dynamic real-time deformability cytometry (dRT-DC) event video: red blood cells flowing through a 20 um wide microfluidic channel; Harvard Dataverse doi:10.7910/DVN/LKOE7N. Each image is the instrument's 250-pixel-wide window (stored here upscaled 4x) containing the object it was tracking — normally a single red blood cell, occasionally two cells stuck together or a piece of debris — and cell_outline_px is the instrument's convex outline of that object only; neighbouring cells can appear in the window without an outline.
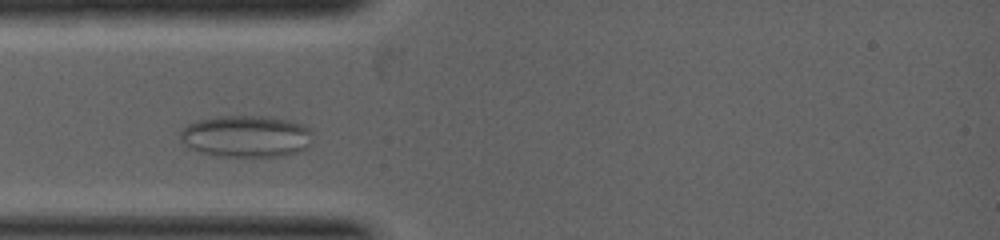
{"species": "common noctule bat (a hibernating species)", "species_latin": "Nyctalus noctula", "temperature_condition": "warm", "stored_images_in_passage": 29, "camera_frame_rate_fps": 5000, "um_per_image_px": 0.085, "animal": {"sex": "female", "body_mass_g": 19.0, "forearm_length_mm": 53.3}, "frame": {"image": 1, "passage_image": 7, "time_ms": 1.2, "image_size_px": [1000, 240], "cell_outline_px": [[312, 140], [308, 148], [296, 152], [280, 156], [216, 156], [200, 152], [188, 148], [180, 140], [180, 132], [188, 124], [196, 120], [216, 116], [268, 116], [292, 120], [308, 128], [312, 132]], "centroid_in_image_um": [20.92, 11.58], "position_along_channel_um": 64.1, "area_um2": 32.6}}
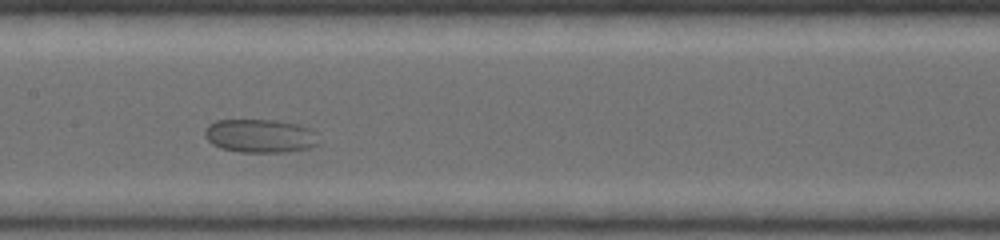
{"frame": {"image": 2, "passage_image": 16, "time_ms": 3.0, "image_size_px": [1000, 240], "cell_outline_px": [[320, 144], [308, 148], [280, 152], [240, 152], [220, 148], [212, 144], [204, 136], [204, 132], [208, 124], [216, 120], [276, 120], [300, 124], [312, 128], [316, 132]], "centroid_in_image_um": [22.13, 11.54], "position_along_channel_um": 185.3, "area_um2": 22.54}}
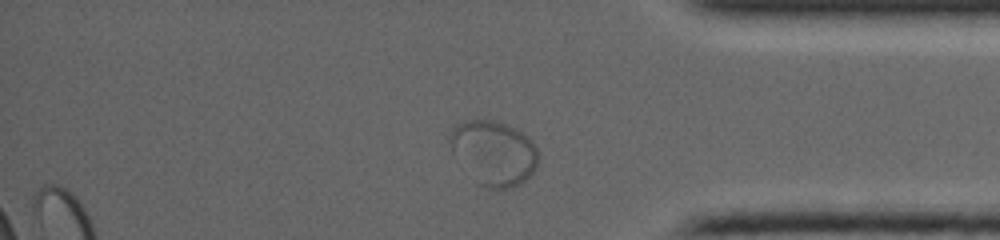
{"frame": {"image": 3, "passage_image": 27, "time_ms": 6.2, "image_size_px": [1000, 240], "cell_outline_px": [[536, 168], [520, 184], [512, 188], [488, 188], [472, 180], [452, 152], [448, 140], [448, 136], [452, 128], [456, 124], [464, 120], [500, 120], [516, 128], [528, 136], [532, 140], [536, 148]], "centroid_in_image_um": [41.92, 12.96], "position_along_channel_um": 393.3, "area_um2": 33.52}}